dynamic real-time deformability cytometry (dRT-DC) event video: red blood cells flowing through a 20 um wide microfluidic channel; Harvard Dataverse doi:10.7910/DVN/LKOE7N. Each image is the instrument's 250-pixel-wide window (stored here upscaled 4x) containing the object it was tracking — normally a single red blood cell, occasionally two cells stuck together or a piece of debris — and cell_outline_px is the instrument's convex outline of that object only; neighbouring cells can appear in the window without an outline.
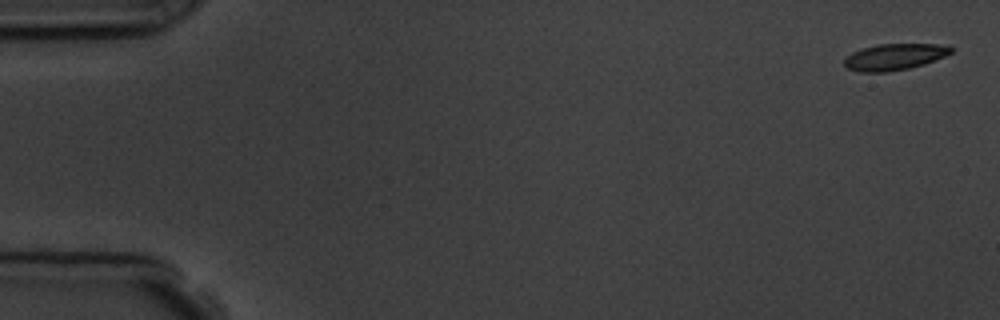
{"species": "common noctule bat (a hibernating species)", "species_latin": "Nyctalus noctula", "temperature_condition": "room temperature", "stored_images_in_passage": 7, "camera_frame_rate_fps": 3000, "um_per_image_px": 0.085, "animal": {"sex": "male", "body_mass_g": 19.5, "forearm_length_mm": 54.6}, "frame": {"image": 1, "passage_image": 1, "time_ms": 0.0, "image_size_px": [1000, 320], "cell_outline_px": [[952, 52], [944, 56], [924, 64], [908, 68], [888, 72], [860, 72], [848, 68], [844, 64], [844, 60], [852, 52], [864, 48], [880, 44], [948, 44], [952, 48]], "centroid_in_image_um": [76.05, 4.83], "position_along_channel_um": 9.0, "area_um2": 16.24}}
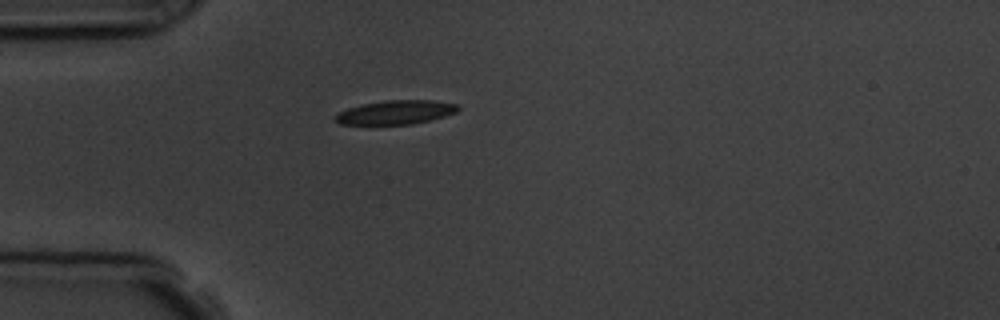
{"frame": {"image": 2, "passage_image": 5, "time_ms": 4.667, "image_size_px": [1000, 320], "cell_outline_px": [[460, 108], [456, 112], [444, 116], [412, 124], [340, 124], [332, 116], [348, 108], [364, 104], [388, 100], [432, 100], [460, 104]], "centroid_in_image_um": [33.66, 9.54], "position_along_channel_um": 51.3, "area_um2": 16.94}}